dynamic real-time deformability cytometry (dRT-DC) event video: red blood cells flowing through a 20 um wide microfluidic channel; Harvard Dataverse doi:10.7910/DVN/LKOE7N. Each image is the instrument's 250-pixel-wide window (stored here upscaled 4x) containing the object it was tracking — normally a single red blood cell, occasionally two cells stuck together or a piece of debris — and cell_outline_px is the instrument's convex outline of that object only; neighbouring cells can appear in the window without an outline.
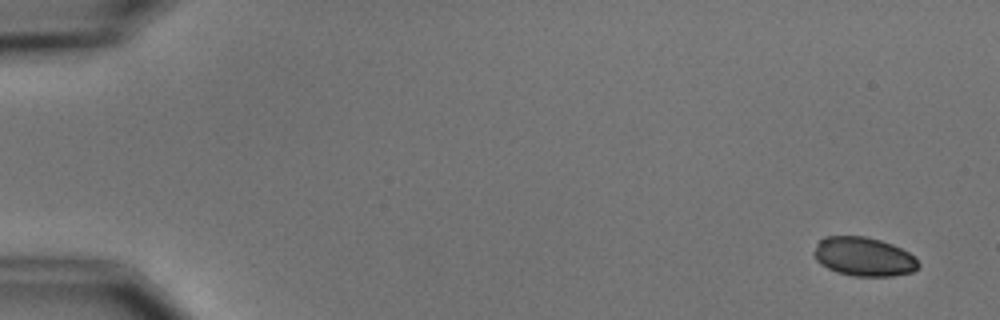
{"species": "common noctule bat (a hibernating species)", "species_latin": "Nyctalus noctula", "temperature_condition": "cold", "stored_images_in_passage": 5, "segment_of_instrument_passage": [1, 2], "camera_frame_rate_fps": 3000, "um_per_image_px": 0.085, "animal": {"sex": "male", "body_mass_g": 15.6}, "frame": {"image": 1, "passage_image": 1, "time_ms": 0.0, "image_size_px": [1000, 320], "cell_outline_px": [[920, 264], [912, 272], [892, 276], [852, 276], [836, 272], [820, 264], [816, 260], [812, 252], [816, 244], [824, 236], [864, 236], [880, 240], [892, 244], [908, 252]], "centroid_in_image_um": [73.37, 21.81], "position_along_channel_um": 11.6, "area_um2": 23.7}}